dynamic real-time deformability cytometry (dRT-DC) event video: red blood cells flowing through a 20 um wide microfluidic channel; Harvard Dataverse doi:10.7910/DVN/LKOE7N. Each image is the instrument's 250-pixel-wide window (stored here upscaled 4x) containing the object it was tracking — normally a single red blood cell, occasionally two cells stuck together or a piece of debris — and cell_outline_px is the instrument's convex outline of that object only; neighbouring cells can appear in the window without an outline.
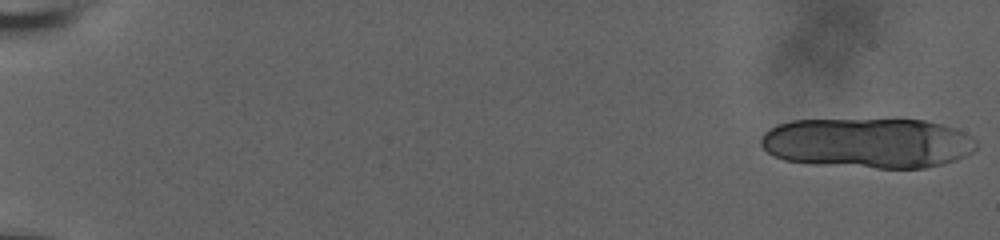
{"species": "human", "species_latin": "Homo sapiens", "temperature_condition": "room temperature", "stored_images_in_passage": 18, "camera_frame_rate_fps": 3000, "um_per_image_px": 0.085, "donor": {"sex": "male"}, "frame": {"image": 1, "passage_image": 1, "time_ms": 0.0, "image_size_px": [1000, 240], "cell_outline_px": [[976, 148], [972, 152], [964, 156], [940, 164], [924, 168], [876, 168], [812, 164], [784, 160], [772, 156], [760, 144], [760, 140], [764, 132], [776, 124], [792, 120], [924, 120], [956, 128], [972, 136], [976, 140]], "centroid_in_image_um": [73.73, 12.16], "position_along_channel_um": 11.3, "area_um2": 63.18}}